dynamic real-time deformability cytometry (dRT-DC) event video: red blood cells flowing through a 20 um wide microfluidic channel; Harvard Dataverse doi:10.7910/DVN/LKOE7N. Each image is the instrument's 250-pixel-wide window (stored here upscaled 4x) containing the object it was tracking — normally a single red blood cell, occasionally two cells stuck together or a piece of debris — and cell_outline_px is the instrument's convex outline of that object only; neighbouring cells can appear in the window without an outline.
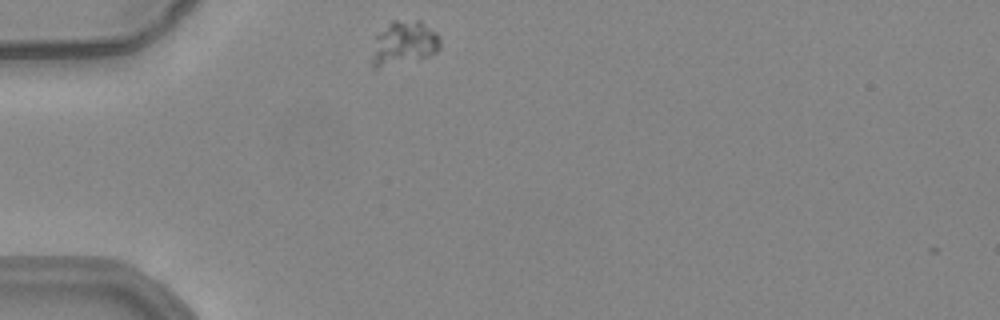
{"species": "common noctule bat (a hibernating species)", "species_latin": "Nyctalus noctula", "temperature_condition": "warm", "stored_images_in_passage": 42, "camera_frame_rate_fps": 3000, "um_per_image_px": 0.085, "animal": {"sex": "female", "body_mass_g": 24.6, "forearm_length_mm": 56.2}, "frame": {"image": 1, "passage_image": 1, "time_ms": 0.0, "image_size_px": [1000, 320], "cell_outline_px": [[440, 48], [436, 52], [428, 56], [376, 68], [372, 68], [372, 64], [376, 36], [392, 20], [420, 20], [436, 32], [440, 36]], "centroid_in_image_um": [34.37, 3.63], "position_along_channel_um": 50.6, "area_um2": 17.11}}
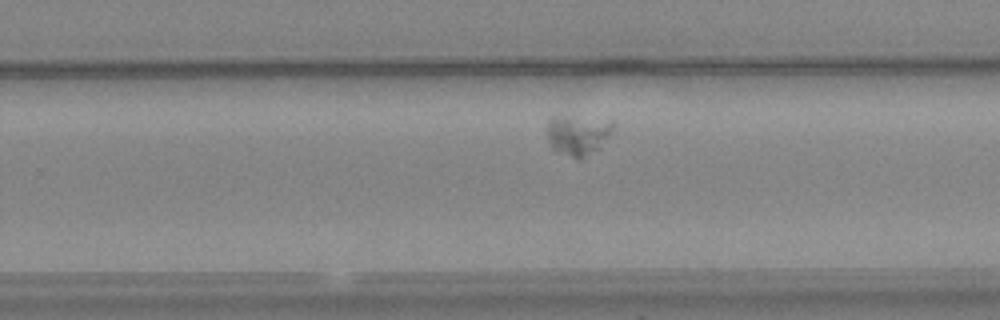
{"frame": {"image": 2, "passage_image": 22, "time_ms": 7.0, "image_size_px": [1000, 320], "cell_outline_px": [[616, 124], [600, 148], [580, 160], [576, 160], [552, 148], [548, 140], [548, 120], [556, 116], [564, 116], [612, 120]], "centroid_in_image_um": [49.14, 11.48], "position_along_channel_um": 280.7, "area_um2": 15.49}}
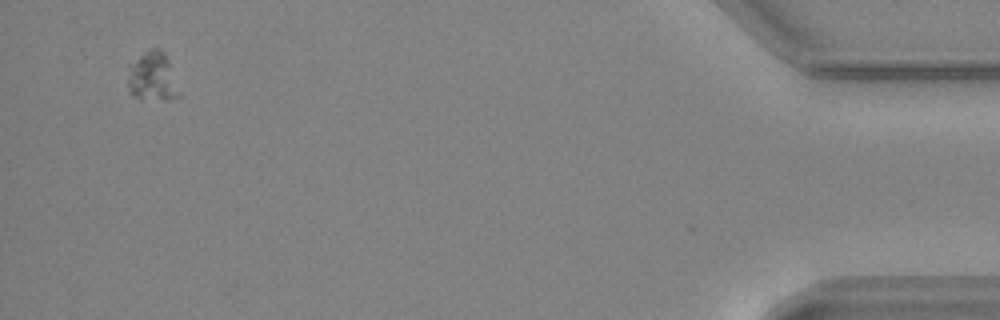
{"frame": {"image": 3, "passage_image": 40, "time_ms": 13.0, "image_size_px": [1000, 320], "cell_outline_px": [[180, 96], [168, 100], [140, 100], [132, 96], [128, 92], [128, 64], [144, 52], [152, 48], [160, 48], [164, 52], [168, 60]], "centroid_in_image_um": [12.91, 6.55], "position_along_channel_um": 422.3, "area_um2": 14.91}}